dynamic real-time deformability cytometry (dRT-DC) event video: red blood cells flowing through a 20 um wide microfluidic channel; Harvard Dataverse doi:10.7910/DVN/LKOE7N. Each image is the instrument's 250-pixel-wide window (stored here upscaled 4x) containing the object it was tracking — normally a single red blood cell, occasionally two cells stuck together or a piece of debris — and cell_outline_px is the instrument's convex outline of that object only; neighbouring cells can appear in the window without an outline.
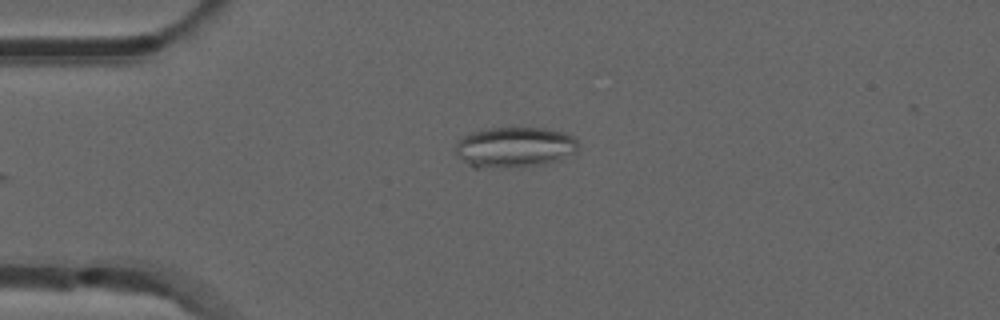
{"species": "common noctule bat (a hibernating species)", "species_latin": "Nyctalus noctula", "temperature_condition": "room temperature", "stored_images_in_passage": 8, "camera_frame_rate_fps": 3000, "um_per_image_px": 0.085, "animal": {"sex": "male", "forearm_length_mm": 52.5}, "frame": {"image": 1, "passage_image": 1, "time_ms": 0.0, "image_size_px": [1000, 320], "cell_outline_px": [[580, 144], [576, 152], [560, 160], [544, 164], [480, 168], [472, 168], [456, 152], [456, 144], [464, 136], [472, 132], [488, 128], [548, 128], [564, 132], [572, 136]], "centroid_in_image_um": [43.79, 12.5], "position_along_channel_um": 41.2, "area_um2": 28.78}}